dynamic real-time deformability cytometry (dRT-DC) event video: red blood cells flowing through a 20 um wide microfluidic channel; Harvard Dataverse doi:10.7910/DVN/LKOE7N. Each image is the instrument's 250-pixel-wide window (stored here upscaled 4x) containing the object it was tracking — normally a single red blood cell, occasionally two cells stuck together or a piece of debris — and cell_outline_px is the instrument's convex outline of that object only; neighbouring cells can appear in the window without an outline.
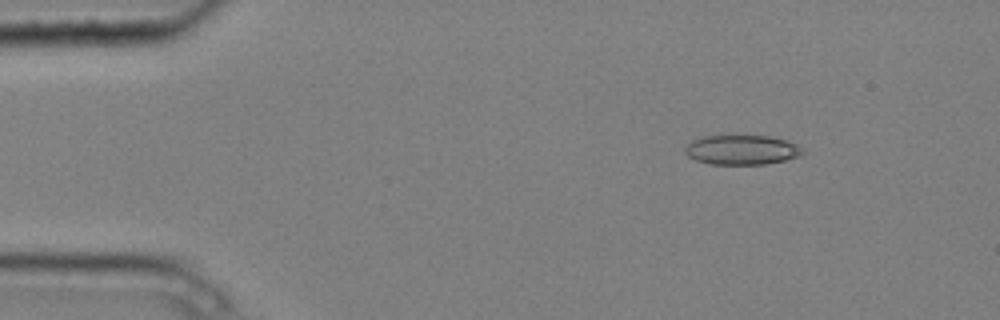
{"species": "common noctule bat (a hibernating species)", "species_latin": "Nyctalus noctula", "temperature_condition": "cold", "stored_images_in_passage": 3, "camera_frame_rate_fps": 3000, "um_per_image_px": 0.085, "animal": {"sex": "male", "body_mass_g": 20.4}, "frame": {"image": 1, "passage_image": 1, "time_ms": 0.0, "image_size_px": [1000, 320], "cell_outline_px": [[808, 152], [800, 156], [784, 160], [764, 164], [712, 164], [696, 160], [688, 156], [684, 152], [684, 148], [692, 140], [704, 136], [732, 132], [768, 136], [788, 140], [796, 144]], "centroid_in_image_um": [63.06, 12.68], "position_along_channel_um": 21.9, "area_um2": 21.27}}